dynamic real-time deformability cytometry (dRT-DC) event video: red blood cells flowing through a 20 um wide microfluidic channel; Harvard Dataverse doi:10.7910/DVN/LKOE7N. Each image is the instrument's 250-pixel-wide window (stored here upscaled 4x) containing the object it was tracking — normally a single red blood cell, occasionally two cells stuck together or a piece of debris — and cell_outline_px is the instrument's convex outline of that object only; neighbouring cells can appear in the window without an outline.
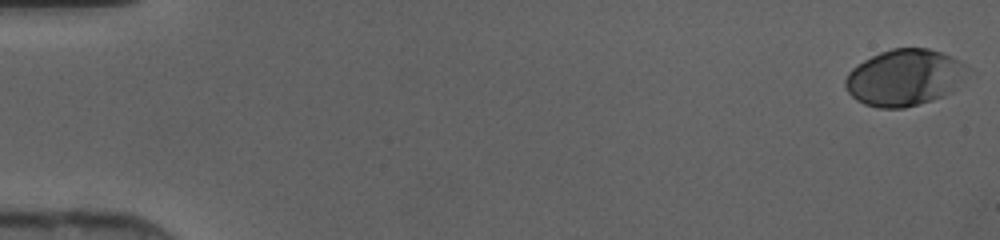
{"species": "human", "species_latin": "Homo sapiens", "temperature_condition": "cold", "stored_images_in_passage": 47, "camera_frame_rate_fps": 3000, "um_per_image_px": 0.085, "donor": {"sex": "female"}, "frame": {"image": 1, "passage_image": 1, "time_ms": 0.0, "image_size_px": [1000, 240], "cell_outline_px": [[968, 68], [952, 92], [944, 96], [932, 100], [904, 108], [880, 108], [864, 104], [856, 100], [848, 92], [844, 84], [844, 80], [848, 72], [852, 68], [864, 60], [880, 52], [892, 48], [928, 48], [952, 56], [960, 60]], "centroid_in_image_um": [76.84, 6.59], "position_along_channel_um": 8.2, "area_um2": 40.06}}
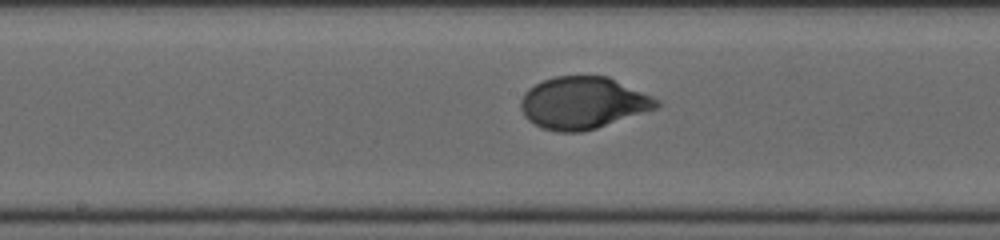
{"frame": {"image": 2, "passage_image": 25, "time_ms": 8.0, "image_size_px": [1000, 240], "cell_outline_px": [[664, 104], [656, 108], [596, 128], [580, 132], [556, 132], [544, 128], [528, 120], [524, 116], [520, 108], [520, 100], [524, 92], [528, 88], [544, 80], [556, 76], [608, 76], [652, 96], [660, 100]], "centroid_in_image_um": [49.55, 8.74], "position_along_channel_um": 198.7, "area_um2": 41.1}}
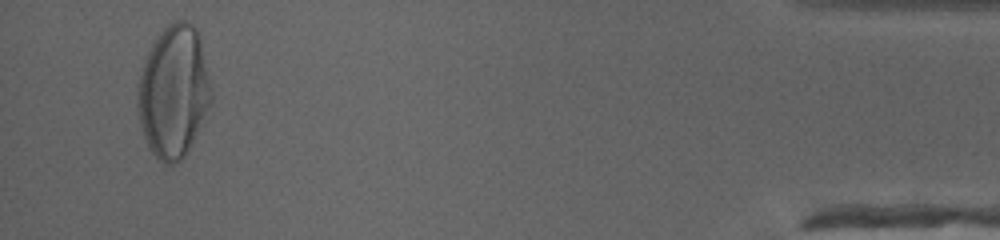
{"frame": {"image": 3, "passage_image": 45, "time_ms": 14.667, "image_size_px": [1000, 240], "cell_outline_px": [[212, 100], [184, 156], [180, 160], [172, 164], [164, 164], [148, 148], [140, 124], [136, 108], [136, 100], [140, 76], [144, 60], [152, 44], [160, 32], [172, 20], [188, 20], [196, 28], [200, 36], [212, 92]], "centroid_in_image_um": [14.74, 7.75], "position_along_channel_um": 420.5, "area_um2": 56.41}}